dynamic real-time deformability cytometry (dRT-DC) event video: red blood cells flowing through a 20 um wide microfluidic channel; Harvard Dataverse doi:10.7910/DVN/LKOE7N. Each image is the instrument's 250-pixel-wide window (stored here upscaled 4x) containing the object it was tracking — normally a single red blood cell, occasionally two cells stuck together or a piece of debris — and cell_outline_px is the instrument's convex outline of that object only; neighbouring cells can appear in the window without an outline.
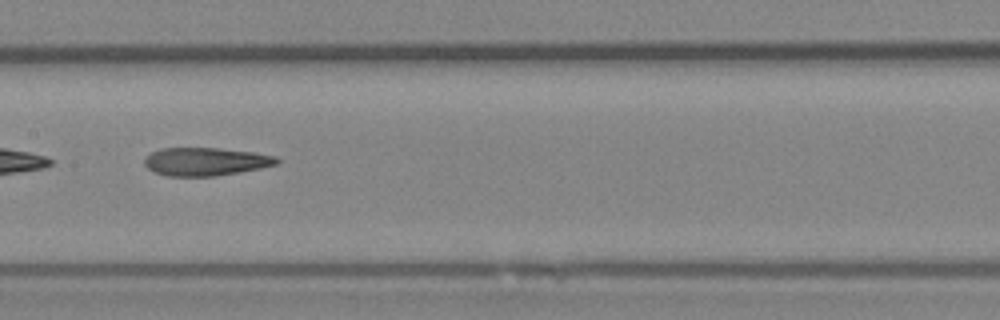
{"species": "Egyptian fruit bat (a non-hibernating species)", "species_latin": "Rousettus aegyptiacus", "temperature_condition": "room temperature", "stored_images_in_passage": 34, "camera_frame_rate_fps": 3000, "um_per_image_px": 0.085, "animal": {"sex": "female"}, "frame": {"image": 1, "passage_image": 10, "time_ms": 3.0, "image_size_px": [1000, 320], "cell_outline_px": [[280, 160], [276, 164], [260, 168], [216, 176], [164, 176], [148, 168], [144, 164], [144, 156], [160, 148], [216, 148], [252, 152], [276, 156]], "centroid_in_image_um": [17.44, 13.73], "position_along_channel_um": 190.0, "area_um2": 21.62}, "authors_computed_cell_mechanics": {"area_um2": 22.1085, "velocity_mm_per_s": 4.1445, "shape_relaxation_time_tau1_ms": null, "shape_relaxation_time_tau2_ms": 4.7151, "deformation_change_tau1": null, "deformation_change_tau2": 0.1824}}